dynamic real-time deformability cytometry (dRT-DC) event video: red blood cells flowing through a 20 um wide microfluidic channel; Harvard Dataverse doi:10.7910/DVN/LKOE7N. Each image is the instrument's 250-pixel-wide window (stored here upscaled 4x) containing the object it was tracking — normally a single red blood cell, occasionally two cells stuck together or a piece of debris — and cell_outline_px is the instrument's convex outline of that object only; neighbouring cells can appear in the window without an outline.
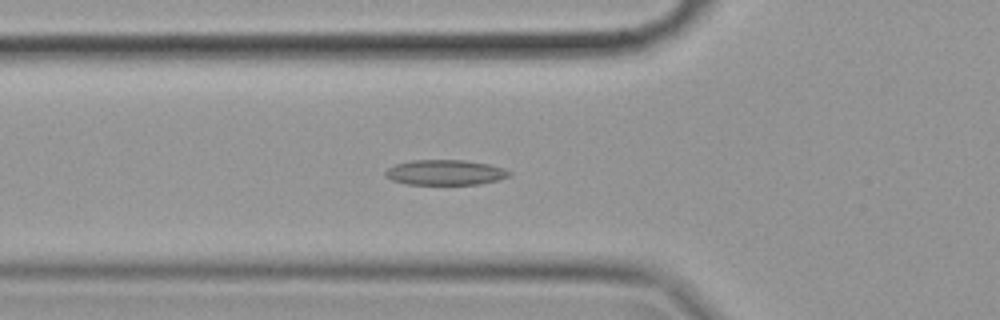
{"species": "common noctule bat (a hibernating species)", "species_latin": "Nyctalus noctula", "temperature_condition": "cold", "stored_images_in_passage": 56, "camera_frame_rate_fps": 3000, "um_per_image_px": 0.085, "animal": {"sex": "female", "body_mass_g": 19.9}, "frame": {"image": 1, "passage_image": 19, "time_ms": 6.0, "image_size_px": [1000, 320], "cell_outline_px": [[512, 176], [480, 184], [408, 184], [392, 180], [384, 176], [384, 172], [388, 168], [396, 164], [412, 160], [464, 160], [488, 164], [504, 168], [512, 172]], "centroid_in_image_um": [37.86, 14.65], "position_along_channel_um": 87.9, "area_um2": 18.21}}
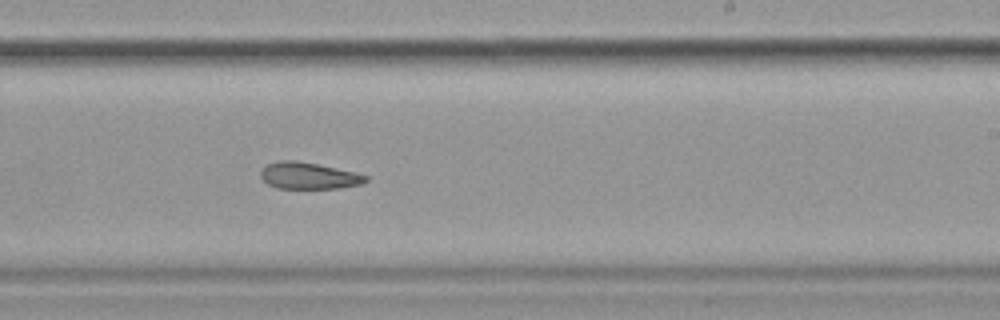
{"frame": {"image": 2, "passage_image": 34, "time_ms": 11.0, "image_size_px": [1000, 320], "cell_outline_px": [[368, 180], [360, 184], [340, 188], [276, 188], [268, 184], [260, 176], [260, 172], [268, 164], [276, 160], [296, 160], [316, 164], [352, 172], [368, 176]], "centroid_in_image_um": [26.2, 14.94], "position_along_channel_um": 262.8, "area_um2": 16.07}}
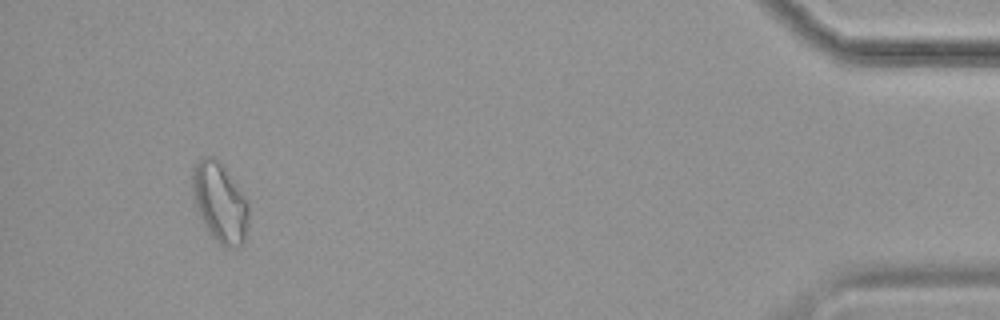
{"frame": {"image": 3, "passage_image": 53, "time_ms": 17.333, "image_size_px": [1000, 320], "cell_outline_px": [[248, 220], [244, 244], [236, 248], [232, 248], [220, 244], [212, 236], [200, 216], [192, 192], [192, 168], [204, 156], [212, 156], [220, 164], [248, 200]], "centroid_in_image_um": [18.7, 17.24], "position_along_channel_um": 416.5, "area_um2": 25.55}, "authors_computed_cell_mechanics": {"area_um2": 18.6116, "velocity_mm_per_s": 3.4998, "shape_relaxation_time_tau1_ms": 9.6133, "shape_relaxation_time_tau2_ms": 5.6004, "deformation_change_tau1": 0.1708, "deformation_change_tau2": 0.12}}